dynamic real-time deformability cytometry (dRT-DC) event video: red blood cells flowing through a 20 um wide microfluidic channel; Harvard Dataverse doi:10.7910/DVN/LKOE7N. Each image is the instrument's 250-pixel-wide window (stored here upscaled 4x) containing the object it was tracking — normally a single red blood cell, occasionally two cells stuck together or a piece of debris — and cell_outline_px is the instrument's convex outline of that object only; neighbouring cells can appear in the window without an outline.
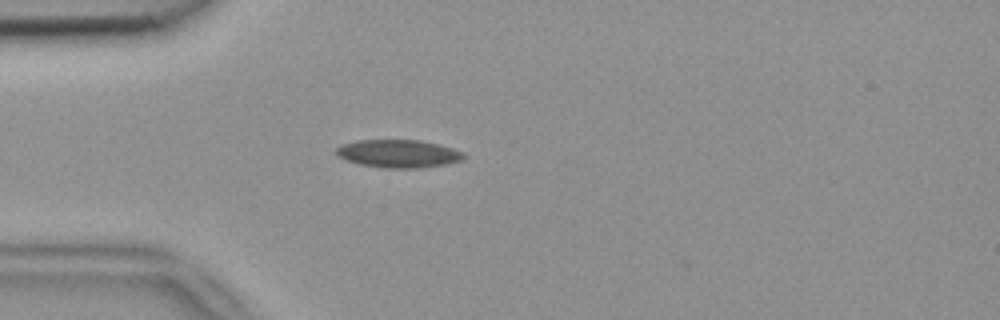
{"species": "common noctule bat (a hibernating species)", "species_latin": "Nyctalus noctula", "temperature_condition": "room temperature", "stored_images_in_passage": 4, "camera_frame_rate_fps": 3000, "um_per_image_px": 0.085, "animal": {"sex": "female", "body_mass_g": 18.4}, "frame": {"image": 1, "passage_image": 4, "time_ms": 1.0, "image_size_px": [1000, 320], "cell_outline_px": [[464, 156], [460, 160], [444, 164], [420, 168], [380, 168], [360, 164], [336, 156], [336, 148], [344, 144], [356, 140], [420, 140], [440, 144], [464, 152]], "centroid_in_image_um": [33.85, 13.05], "position_along_channel_um": 51.2, "area_um2": 20.69}}